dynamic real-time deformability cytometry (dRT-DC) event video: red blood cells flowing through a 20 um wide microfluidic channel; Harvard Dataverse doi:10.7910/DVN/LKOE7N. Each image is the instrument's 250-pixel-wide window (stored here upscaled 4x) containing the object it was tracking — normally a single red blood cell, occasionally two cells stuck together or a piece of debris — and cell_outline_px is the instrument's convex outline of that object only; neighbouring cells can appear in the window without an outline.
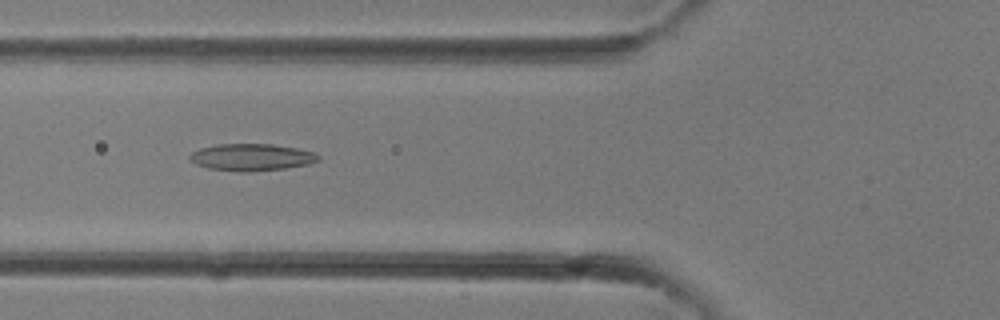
{"species": "common noctule bat (a hibernating species)", "species_latin": "Nyctalus noctula", "temperature_condition": "room temperature", "stored_images_in_passage": 34, "camera_frame_rate_fps": 3000, "um_per_image_px": 0.085, "animal": {"sex": "female"}, "frame": {"image": 1, "passage_image": 13, "time_ms": 4.0, "image_size_px": [1000, 320], "cell_outline_px": [[320, 160], [308, 164], [284, 168], [248, 172], [240, 172], [208, 168], [196, 164], [188, 160], [188, 156], [192, 152], [200, 148], [216, 144], [272, 144], [296, 148], [312, 152], [320, 156]], "centroid_in_image_um": [21.34, 13.36], "position_along_channel_um": 104.5, "area_um2": 20.23}}
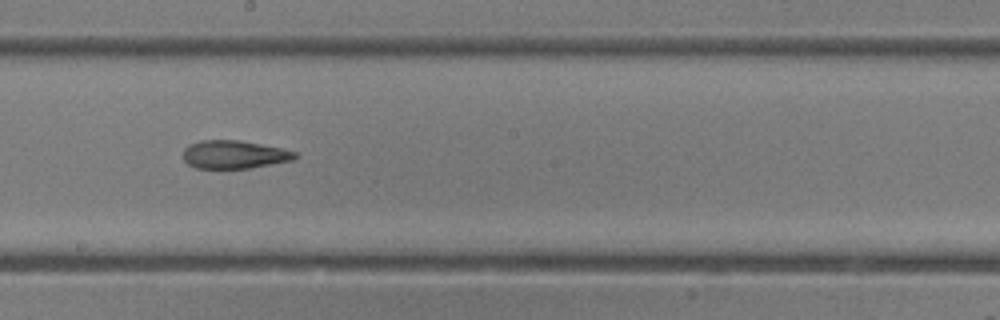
{"frame": {"image": 2, "passage_image": 19, "time_ms": 6.0, "image_size_px": [1000, 320], "cell_outline_px": [[296, 156], [292, 160], [248, 168], [196, 168], [188, 164], [184, 160], [184, 148], [188, 144], [200, 140], [240, 140], [280, 148], [296, 152]], "centroid_in_image_um": [19.85, 13.12], "position_along_channel_um": 228.3, "area_um2": 18.15}}
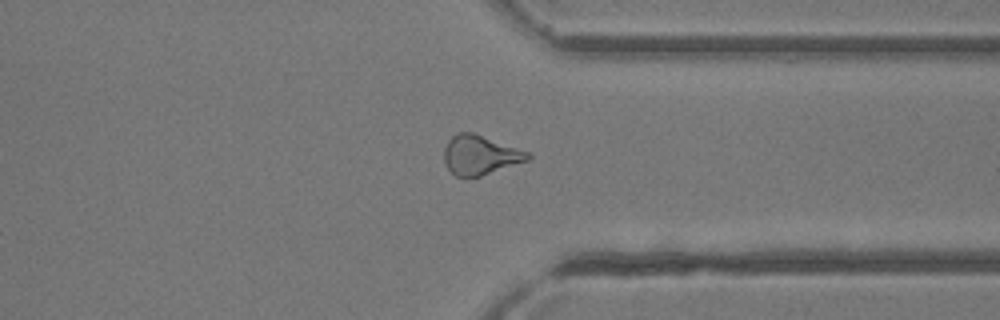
{"frame": {"image": 3, "passage_image": 26, "time_ms": 8.333, "image_size_px": [1000, 320], "cell_outline_px": [[532, 156], [528, 160], [480, 176], [464, 180], [456, 176], [448, 168], [444, 160], [444, 148], [448, 140], [456, 132], [472, 132], [532, 152]], "centroid_in_image_um": [40.81, 13.18], "position_along_channel_um": 370.6, "area_um2": 19.54}}